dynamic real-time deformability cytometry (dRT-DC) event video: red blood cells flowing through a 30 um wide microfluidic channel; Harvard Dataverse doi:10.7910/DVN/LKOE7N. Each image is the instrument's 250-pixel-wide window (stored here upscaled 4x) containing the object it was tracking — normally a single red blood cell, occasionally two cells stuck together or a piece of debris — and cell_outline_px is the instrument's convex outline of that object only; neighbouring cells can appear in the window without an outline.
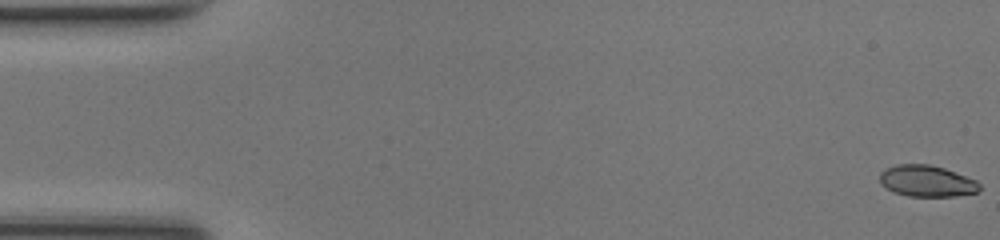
{"species": "common noctule bat (a hibernating species)", "species_latin": "Nyctalus noctula", "temperature_condition": "room temperature", "stored_images_in_passage": 49, "camera_frame_rate_fps": 3000, "um_per_image_px": 0.085, "animal": {"sex": "female", "body_mass_g": 17.0, "forearm_length_mm": 48.0}, "frame": {"image": 1, "passage_image": 1, "time_ms": 0.0, "image_size_px": [1000, 240], "cell_outline_px": [[980, 188], [976, 192], [956, 196], [908, 196], [884, 188], [880, 184], [880, 172], [896, 164], [928, 164], [944, 168], [976, 180], [980, 184]], "centroid_in_image_um": [78.76, 15.39], "position_along_channel_um": 6.2, "area_um2": 18.15}}
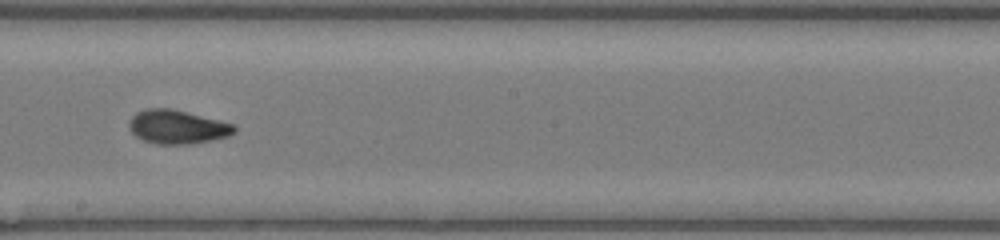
{"frame": {"image": 2, "passage_image": 28, "time_ms": 9.0, "image_size_px": [1000, 240], "cell_outline_px": [[236, 132], [228, 136], [188, 144], [156, 144], [144, 140], [136, 136], [132, 132], [128, 124], [132, 116], [136, 112], [144, 108], [172, 108], [232, 124], [236, 128]], "centroid_in_image_um": [15.02, 10.77], "position_along_channel_um": 233.2, "area_um2": 20.46}}
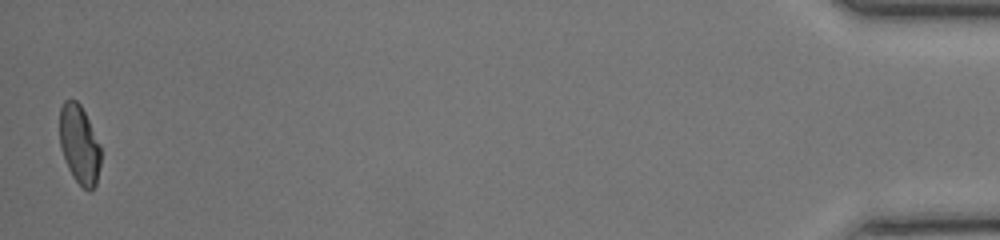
{"frame": {"image": 3, "passage_image": 49, "time_ms": 16.0, "image_size_px": [1000, 240], "cell_outline_px": [[100, 164], [96, 184], [92, 192], [88, 192], [72, 176], [68, 168], [60, 148], [60, 108], [64, 100], [76, 100], [80, 104], [100, 144]], "centroid_in_image_um": [6.74, 12.31], "position_along_channel_um": 428.5, "area_um2": 18.84}, "authors_computed_cell_mechanics": {"area_um2": 19.8254, "velocity_mm_per_s": 4.2467, "shape_relaxation_time_tau1_ms": 7.0765, "shape_relaxation_time_tau2_ms": 1.1748, "deformation_change_tau1": 0.2276, "deformation_change_tau2": 0.0639}}